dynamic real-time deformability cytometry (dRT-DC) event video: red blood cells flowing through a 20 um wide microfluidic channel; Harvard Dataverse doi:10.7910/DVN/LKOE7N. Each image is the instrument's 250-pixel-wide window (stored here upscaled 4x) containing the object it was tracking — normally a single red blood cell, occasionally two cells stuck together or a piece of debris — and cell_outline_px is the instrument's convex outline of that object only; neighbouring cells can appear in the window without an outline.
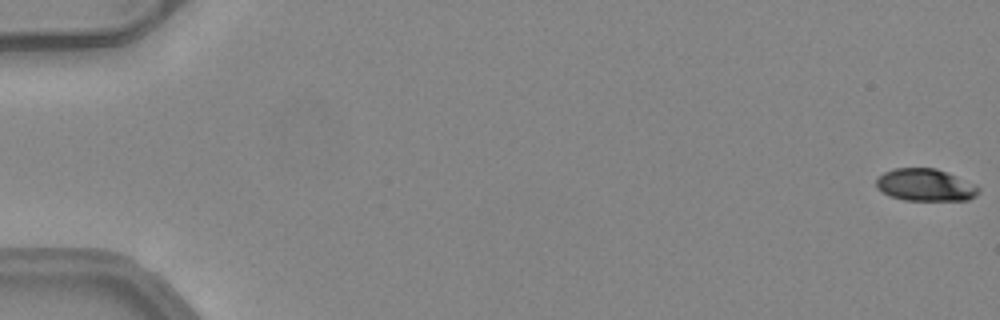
{"species": "common noctule bat (a hibernating species)", "species_latin": "Nyctalus noctula", "temperature_condition": "warm", "stored_images_in_passage": 52, "camera_frame_rate_fps": 3000, "um_per_image_px": 0.085, "animal": {"sex": "female", "body_mass_g": 24.6, "forearm_length_mm": 56.2}, "frame": {"image": 1, "passage_image": 1, "time_ms": 0.0, "image_size_px": [1000, 320], "cell_outline_px": [[980, 188], [976, 196], [968, 200], [904, 200], [892, 196], [876, 188], [876, 180], [884, 172], [892, 168], [936, 168], [956, 176]], "centroid_in_image_um": [78.63, 15.72], "position_along_channel_um": 6.4, "area_um2": 19.02}}
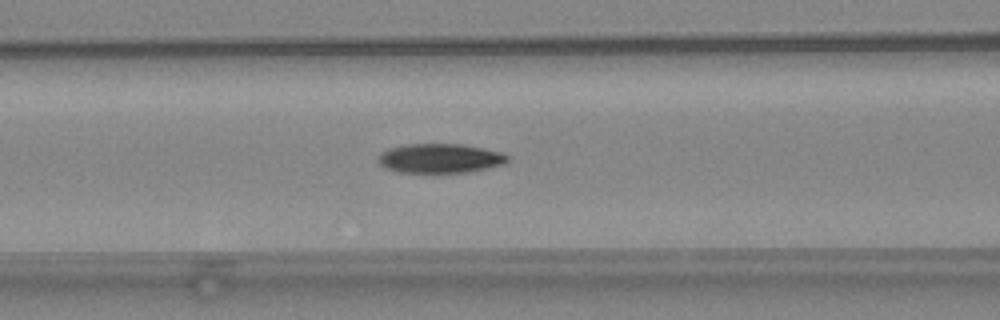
{"frame": {"image": 2, "passage_image": 23, "time_ms": 7.333, "image_size_px": [1000, 320], "cell_outline_px": [[512, 160], [504, 164], [488, 168], [468, 172], [396, 172], [380, 164], [380, 152], [392, 148], [408, 144], [464, 144], [484, 148], [500, 152], [508, 156]], "centroid_in_image_um": [37.48, 13.45], "position_along_channel_um": 129.1, "area_um2": 21.96}}
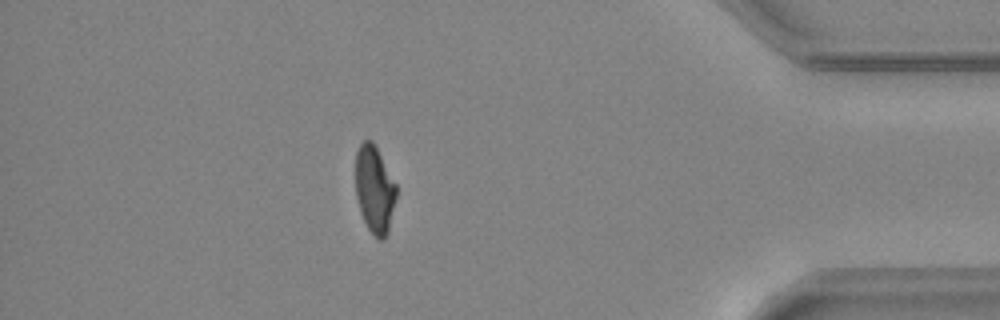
{"frame": {"image": 3, "passage_image": 46, "time_ms": 15.0, "image_size_px": [1000, 320], "cell_outline_px": [[396, 196], [388, 232], [384, 240], [380, 240], [368, 228], [360, 212], [356, 196], [356, 152], [360, 144], [364, 140], [372, 140], [396, 184]], "centroid_in_image_um": [31.83, 16.1], "position_along_channel_um": 403.4, "area_um2": 20.46}, "authors_computed_cell_mechanics": {"area_um2": 21.6461, "velocity_mm_per_s": 4.1027, "shape_relaxation_time_tau1_ms": 5.417, "shape_relaxation_time_tau2_ms": 5.8587, "deformation_change_tau1": 0.1831, "deformation_change_tau2": 0.1135}}